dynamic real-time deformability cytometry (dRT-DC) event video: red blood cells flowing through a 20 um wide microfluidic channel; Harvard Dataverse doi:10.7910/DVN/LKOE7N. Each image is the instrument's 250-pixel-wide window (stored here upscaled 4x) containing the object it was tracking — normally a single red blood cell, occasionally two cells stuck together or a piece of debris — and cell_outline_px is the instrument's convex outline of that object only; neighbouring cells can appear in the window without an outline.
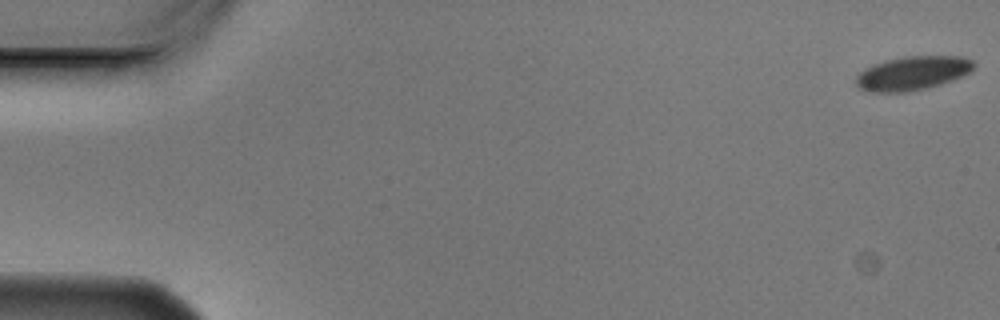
{"species": "Egyptian fruit bat (a non-hibernating species)", "species_latin": "Rousettus aegyptiacus", "temperature_condition": "cold", "stored_images_in_passage": 5, "camera_frame_rate_fps": 3000, "um_per_image_px": 0.085, "animal": {"sex": "male"}, "frame": {"image": 1, "passage_image": 1, "time_ms": 0.0, "image_size_px": [1000, 320], "cell_outline_px": [[976, 64], [968, 72], [952, 80], [940, 84], [924, 88], [904, 92], [868, 92], [860, 88], [856, 84], [856, 76], [864, 68], [872, 64], [884, 60], [904, 56], [964, 56], [972, 60]], "centroid_in_image_um": [77.52, 6.2], "position_along_channel_um": 7.5, "area_um2": 23.24}}
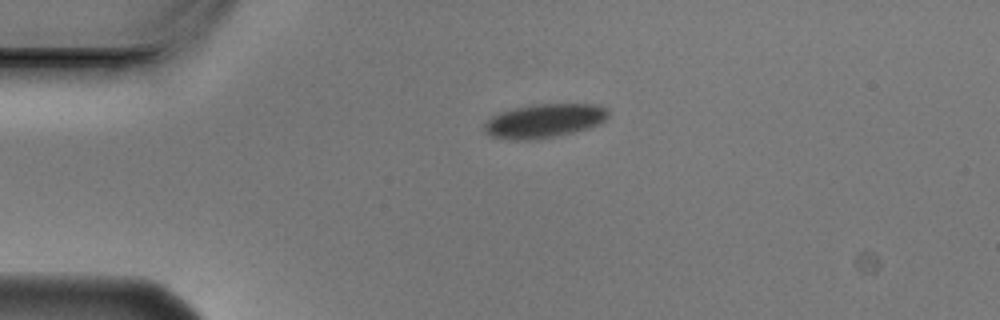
{"frame": {"image": 2, "passage_image": 4, "time_ms": 1.0, "image_size_px": [1000, 320], "cell_outline_px": [[608, 116], [600, 124], [588, 128], [572, 132], [552, 136], [528, 140], [516, 140], [488, 136], [484, 132], [484, 124], [492, 116], [500, 112], [512, 108], [536, 104], [600, 104], [608, 112]], "centroid_in_image_um": [46.23, 10.26], "position_along_channel_um": 38.8, "area_um2": 24.33}}